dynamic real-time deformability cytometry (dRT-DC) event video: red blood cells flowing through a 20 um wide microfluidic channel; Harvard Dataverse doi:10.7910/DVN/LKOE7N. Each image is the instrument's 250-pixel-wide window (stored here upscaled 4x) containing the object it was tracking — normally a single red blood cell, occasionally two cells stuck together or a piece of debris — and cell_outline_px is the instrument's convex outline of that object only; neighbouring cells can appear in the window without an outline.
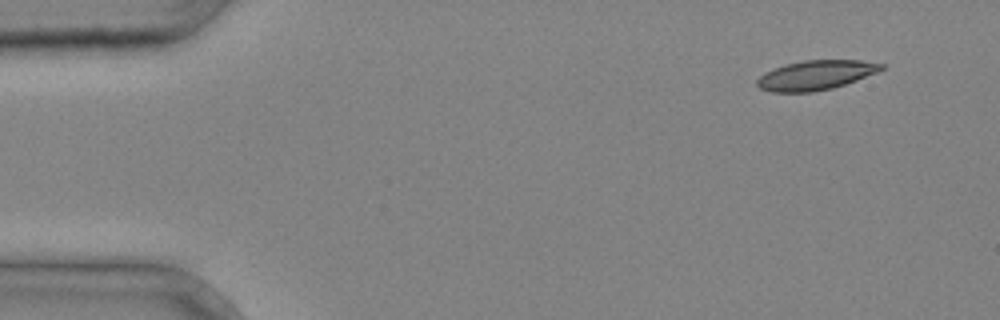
{"species": "common noctule bat (a hibernating species)", "species_latin": "Nyctalus noctula", "temperature_condition": "cold", "stored_images_in_passage": 3, "camera_frame_rate_fps": 3000, "um_per_image_px": 0.085, "animal": {"sex": "male", "body_mass_g": 20.4}, "frame": {"image": 1, "passage_image": 1, "time_ms": 0.0, "image_size_px": [1000, 320], "cell_outline_px": [[884, 68], [876, 72], [856, 80], [832, 88], [812, 92], [772, 92], [760, 88], [756, 84], [756, 80], [764, 72], [784, 64], [804, 60], [860, 60], [884, 64]], "centroid_in_image_um": [69.29, 6.38], "position_along_channel_um": 15.7, "area_um2": 21.27}}
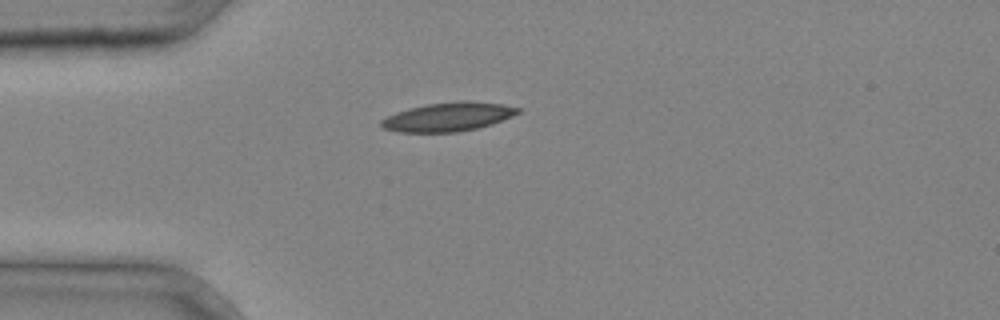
{"frame": {"image": 2, "passage_image": 3, "time_ms": 0.667, "image_size_px": [1000, 320], "cell_outline_px": [[520, 112], [512, 116], [492, 124], [476, 128], [456, 132], [400, 132], [384, 128], [380, 124], [380, 120], [396, 112], [408, 108], [428, 104], [464, 100], [468, 100], [504, 104], [520, 108]], "centroid_in_image_um": [38.11, 9.92], "position_along_channel_um": 46.9, "area_um2": 22.89}}